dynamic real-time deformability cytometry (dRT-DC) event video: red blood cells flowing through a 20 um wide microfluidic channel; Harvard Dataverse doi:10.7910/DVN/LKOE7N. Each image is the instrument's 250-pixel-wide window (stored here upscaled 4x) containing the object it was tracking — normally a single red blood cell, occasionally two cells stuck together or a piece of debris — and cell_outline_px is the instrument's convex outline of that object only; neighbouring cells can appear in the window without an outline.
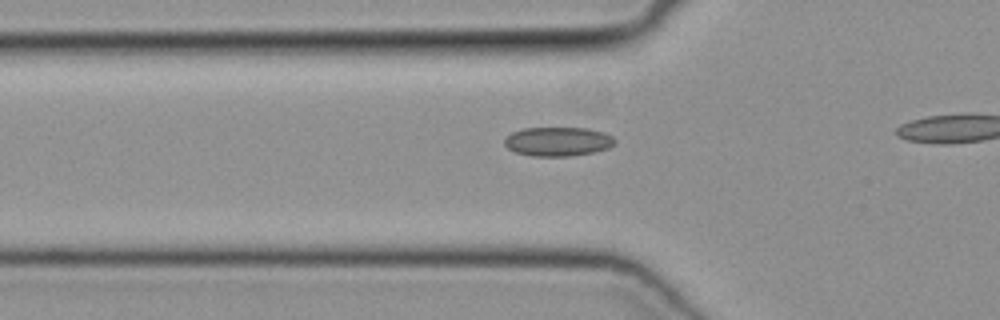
{"species": "common noctule bat (a hibernating species)", "species_latin": "Nyctalus noctula", "temperature_condition": "cold", "stored_images_in_passage": 18, "camera_frame_rate_fps": 3000, "um_per_image_px": 0.085, "animal": {"sex": "female", "body_mass_g": 19.3, "forearm_length_mm": 54.1}, "frame": {"image": 1, "passage_image": 13, "time_ms": 4.0, "image_size_px": [1000, 320], "cell_outline_px": [[616, 144], [608, 148], [592, 152], [572, 156], [532, 156], [516, 152], [508, 148], [504, 144], [504, 140], [512, 132], [524, 128], [588, 128], [604, 132], [612, 136], [616, 140]], "centroid_in_image_um": [47.45, 12.03], "position_along_channel_um": 78.4, "area_um2": 18.73}}
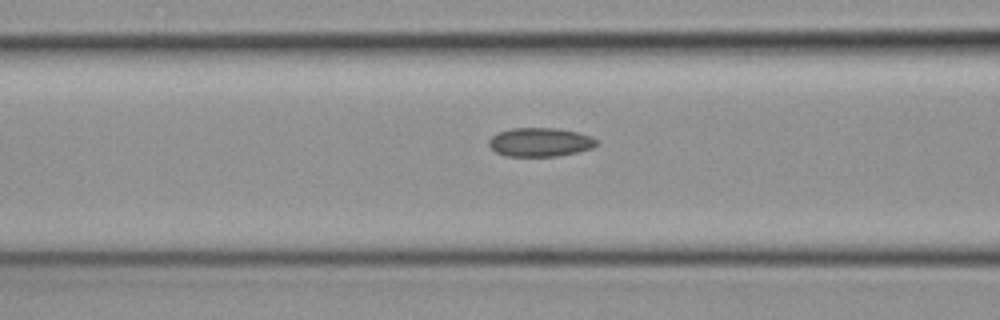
{"frame": {"image": 2, "passage_image": 16, "time_ms": 5.0, "image_size_px": [1000, 320], "cell_outline_px": [[596, 144], [592, 148], [576, 152], [556, 156], [504, 156], [496, 152], [488, 144], [488, 140], [496, 132], [512, 128], [556, 128], [576, 132], [592, 136], [596, 140]], "centroid_in_image_um": [45.86, 12.08], "position_along_channel_um": 120.7, "area_um2": 18.03}}